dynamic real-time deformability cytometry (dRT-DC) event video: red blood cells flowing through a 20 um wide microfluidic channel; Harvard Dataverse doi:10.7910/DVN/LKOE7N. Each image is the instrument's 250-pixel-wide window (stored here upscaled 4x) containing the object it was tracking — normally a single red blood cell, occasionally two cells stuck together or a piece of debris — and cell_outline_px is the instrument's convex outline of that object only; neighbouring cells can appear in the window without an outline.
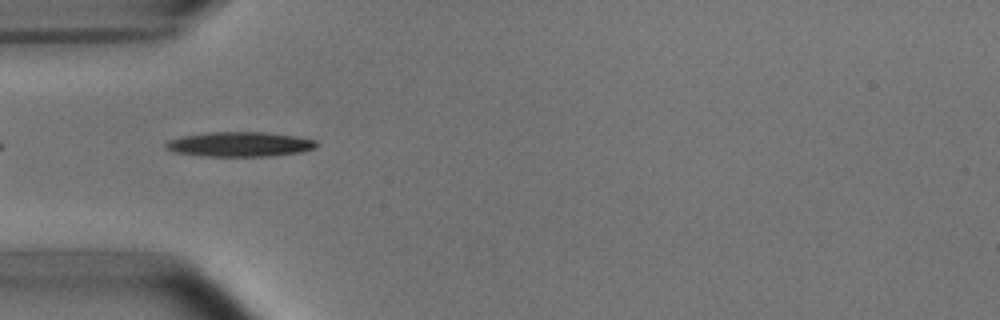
{"species": "common noctule bat (a hibernating species)", "species_latin": "Nyctalus noctula", "temperature_condition": "room temperature", "stored_images_in_passage": 4, "camera_frame_rate_fps": 3000, "um_per_image_px": 0.085, "animal": {"sex": "male", "body_mass_g": 15.6}, "frame": {"image": 1, "passage_image": 2, "time_ms": 0.333, "image_size_px": [1000, 320], "cell_outline_px": [[316, 148], [300, 152], [272, 156], [200, 156], [172, 152], [164, 148], [164, 144], [168, 140], [184, 136], [212, 132], [260, 132], [296, 136], [316, 140]], "centroid_in_image_um": [20.34, 12.27], "position_along_channel_um": 64.7, "area_um2": 21.73}}